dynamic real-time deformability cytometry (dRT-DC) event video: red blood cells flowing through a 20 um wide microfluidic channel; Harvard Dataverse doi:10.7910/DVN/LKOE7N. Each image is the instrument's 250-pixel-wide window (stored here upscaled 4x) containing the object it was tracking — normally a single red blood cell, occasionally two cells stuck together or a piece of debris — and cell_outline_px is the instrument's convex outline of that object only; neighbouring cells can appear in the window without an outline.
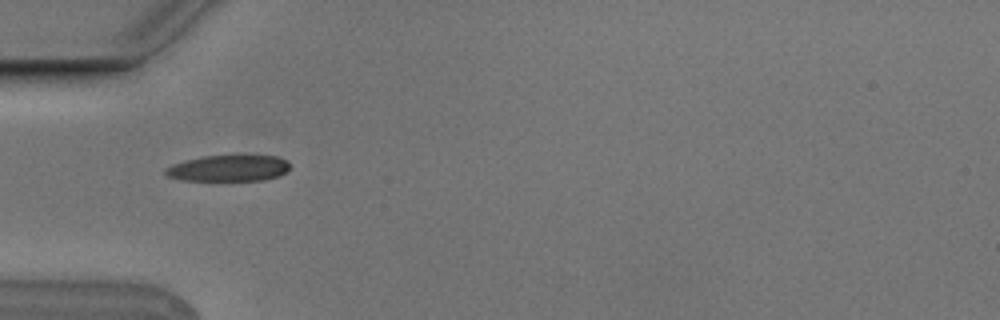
{"species": "Egyptian fruit bat (a non-hibernating species)", "species_latin": "Rousettus aegyptiacus", "temperature_condition": "cold", "stored_images_in_passage": 3, "camera_frame_rate_fps": 3000, "um_per_image_px": 0.085, "animal": {"sex": "male"}, "frame": {"image": 1, "passage_image": 1, "time_ms": 0.0, "image_size_px": [1000, 320], "cell_outline_px": [[288, 168], [280, 176], [264, 180], [184, 180], [168, 176], [164, 172], [164, 168], [172, 164], [184, 160], [204, 156], [276, 156], [288, 160]], "centroid_in_image_um": [19.41, 14.3], "position_along_channel_um": 65.6, "area_um2": 18.84}}
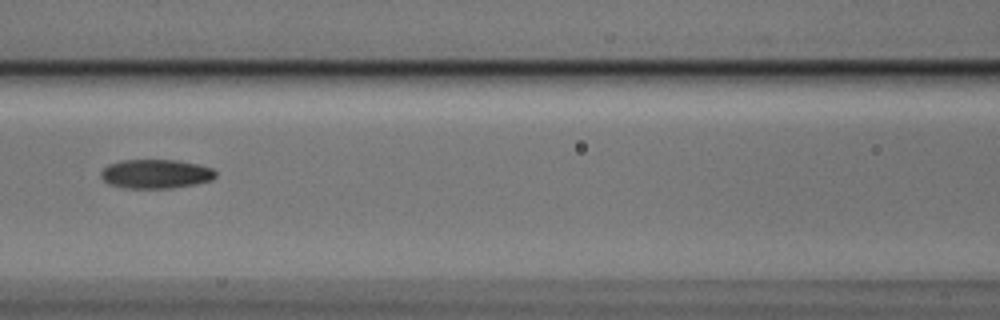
{"frame": {"image": 2, "passage_image": 3, "time_ms": 0.667, "image_size_px": [1000, 320], "cell_outline_px": [[216, 176], [212, 180], [196, 184], [172, 188], [124, 188], [108, 184], [100, 176], [100, 172], [108, 164], [124, 160], [176, 160], [196, 164], [212, 168], [216, 172]], "centroid_in_image_um": [13.23, 14.79], "position_along_channel_um": 153.4, "area_um2": 19.48}}